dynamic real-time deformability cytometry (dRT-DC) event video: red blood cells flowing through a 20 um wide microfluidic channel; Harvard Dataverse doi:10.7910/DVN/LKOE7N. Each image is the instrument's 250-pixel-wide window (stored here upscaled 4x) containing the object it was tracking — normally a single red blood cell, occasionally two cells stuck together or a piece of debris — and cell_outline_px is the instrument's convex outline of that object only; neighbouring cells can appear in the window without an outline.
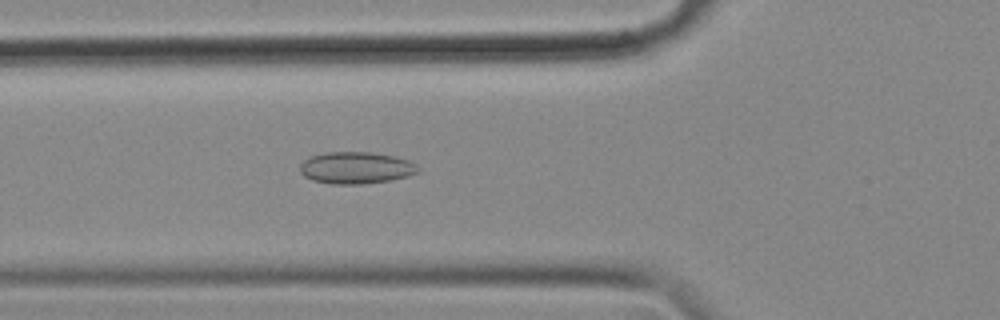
{"species": "common noctule bat (a hibernating species)", "species_latin": "Nyctalus noctula", "temperature_condition": "cold", "stored_images_in_passage": 48, "camera_frame_rate_fps": 3000, "um_per_image_px": 0.085, "animal": {"sex": "female", "body_mass_g": 18.4}, "frame": {"image": 1, "passage_image": 19, "time_ms": 6.0, "image_size_px": [1000, 320], "cell_outline_px": [[420, 172], [408, 176], [388, 180], [360, 184], [332, 184], [312, 180], [304, 176], [300, 172], [300, 164], [304, 160], [312, 156], [324, 152], [368, 152], [392, 156], [408, 160], [416, 164], [420, 168]], "centroid_in_image_um": [30.25, 14.26], "position_along_channel_um": 95.5, "area_um2": 21.85}}
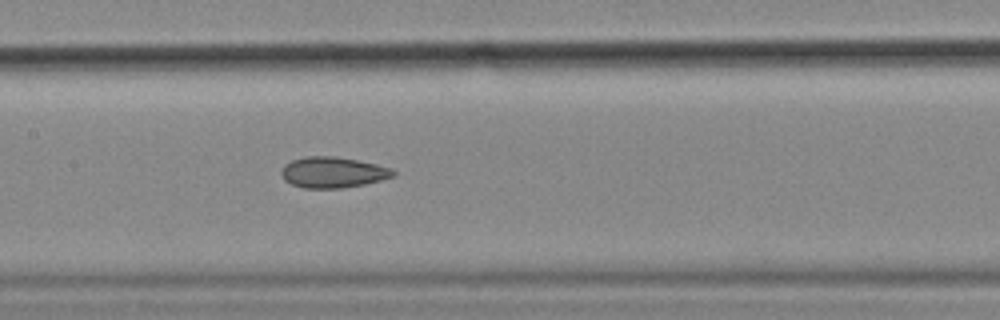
{"frame": {"image": 2, "passage_image": 26, "time_ms": 8.333, "image_size_px": [1000, 320], "cell_outline_px": [[396, 176], [364, 184], [340, 188], [304, 188], [292, 184], [284, 180], [280, 172], [284, 164], [292, 160], [304, 156], [332, 156], [356, 160], [376, 164], [392, 168], [396, 172]], "centroid_in_image_um": [28.28, 14.64], "position_along_channel_um": 179.1, "area_um2": 20.11}}
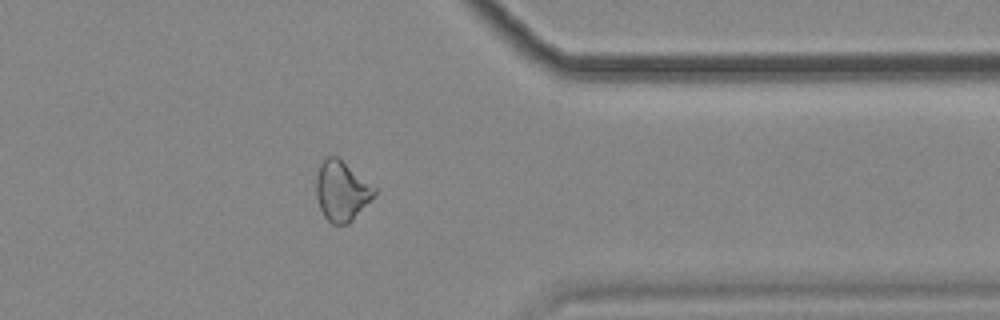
{"frame": {"image": 3, "passage_image": 44, "time_ms": 14.333, "image_size_px": [1000, 320], "cell_outline_px": [[376, 196], [348, 224], [332, 224], [324, 216], [320, 208], [316, 196], [316, 176], [320, 164], [324, 156], [336, 156], [376, 188]], "centroid_in_image_um": [29.03, 16.24], "position_along_channel_um": 382.4, "area_um2": 20.29}, "authors_computed_cell_mechanics": {"area_um2": 20.2878, "velocity_mm_per_s": 3.5712, "shape_relaxation_time_tau1_ms": null, "shape_relaxation_time_tau2_ms": 3.369, "deformation_change_tau1": null, "deformation_change_tau2": 0.1148}}